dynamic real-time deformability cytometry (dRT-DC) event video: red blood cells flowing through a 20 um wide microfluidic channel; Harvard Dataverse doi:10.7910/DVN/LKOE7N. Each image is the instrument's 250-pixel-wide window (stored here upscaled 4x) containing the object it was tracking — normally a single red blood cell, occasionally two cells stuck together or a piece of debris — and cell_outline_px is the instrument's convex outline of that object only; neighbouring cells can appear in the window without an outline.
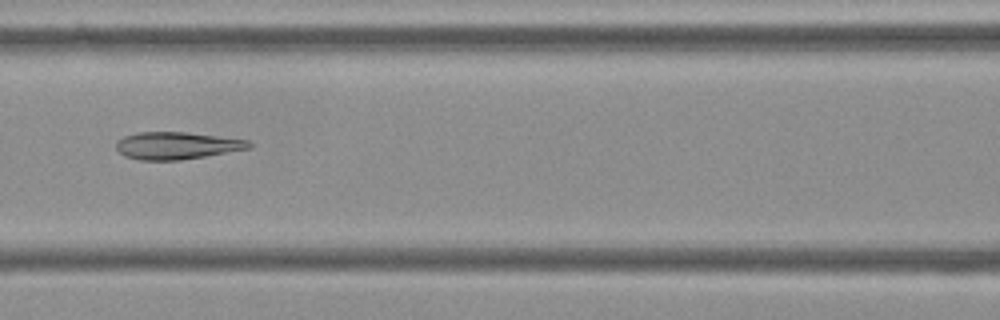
{"species": "Egyptian fruit bat (a non-hibernating species)", "species_latin": "Rousettus aegyptiacus", "temperature_condition": "cold", "stored_images_in_passage": 41, "camera_frame_rate_fps": 3000, "um_per_image_px": 0.085, "frame": {"image": 1, "passage_image": 10, "time_ms": 3.0, "image_size_px": [1000, 320], "cell_outline_px": [[252, 148], [180, 160], [140, 160], [124, 156], [116, 148], [116, 140], [124, 136], [136, 132], [184, 132], [248, 140], [252, 144]], "centroid_in_image_um": [14.99, 12.37], "position_along_channel_um": 151.6, "area_um2": 21.04}}
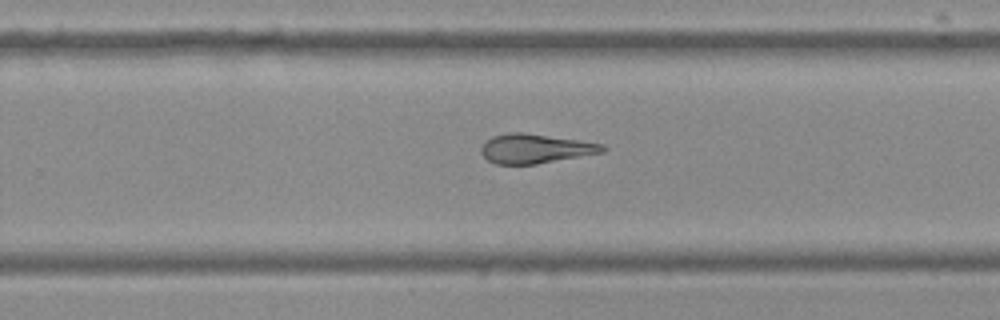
{"frame": {"image": 2, "passage_image": 21, "time_ms": 6.667, "image_size_px": [1000, 320], "cell_outline_px": [[608, 148], [604, 152], [536, 164], [496, 164], [488, 160], [480, 152], [480, 148], [484, 140], [492, 136], [508, 132], [524, 132], [580, 140], [604, 144]], "centroid_in_image_um": [45.48, 12.62], "position_along_channel_um": 284.3, "area_um2": 20.98}}
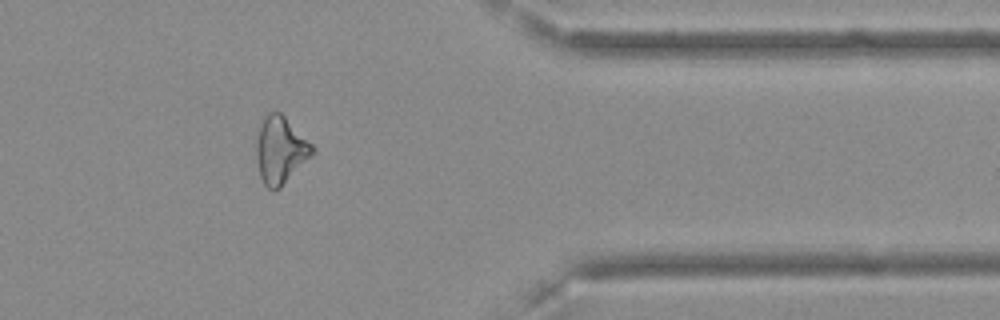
{"frame": {"image": 3, "passage_image": 31, "time_ms": 10.0, "image_size_px": [1000, 320], "cell_outline_px": [[316, 152], [280, 188], [272, 192], [264, 184], [260, 176], [256, 160], [256, 140], [260, 124], [264, 116], [268, 112], [280, 112], [316, 148]], "centroid_in_image_um": [23.83, 12.78], "position_along_channel_um": 387.6, "area_um2": 22.02}, "authors_computed_cell_mechanics": {"area_um2": 22.0218, "velocity_mm_per_s": 3.6289, "shape_relaxation_time_tau1_ms": 8.7328, "shape_relaxation_time_tau2_ms": 5.915, "deformation_change_tau1": 0.1866, "deformation_change_tau2": 0.1249}}